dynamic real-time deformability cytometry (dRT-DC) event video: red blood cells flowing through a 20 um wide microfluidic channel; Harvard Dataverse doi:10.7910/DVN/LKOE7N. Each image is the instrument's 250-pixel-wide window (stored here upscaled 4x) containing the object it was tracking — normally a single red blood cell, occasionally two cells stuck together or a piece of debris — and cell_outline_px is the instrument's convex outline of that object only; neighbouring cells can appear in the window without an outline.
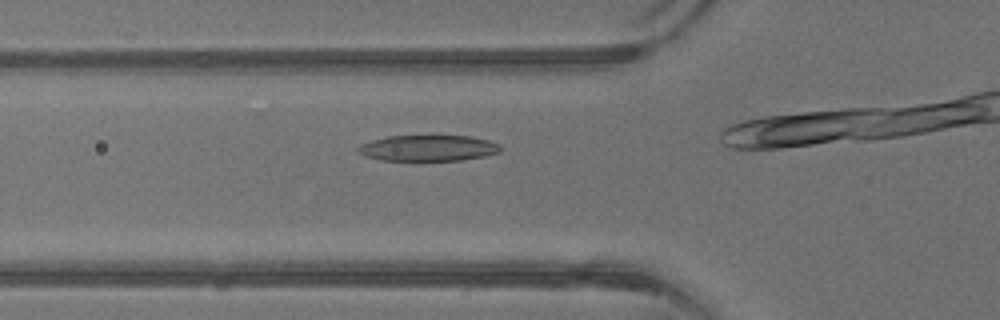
{"species": "common noctule bat (a hibernating species)", "species_latin": "Nyctalus noctula", "temperature_condition": "warm", "stored_images_in_passage": 14, "camera_frame_rate_fps": 3000, "um_per_image_px": 0.085, "animal": {"sex": "male", "body_mass_g": 13.3}, "frame": {"image": 1, "passage_image": 10, "time_ms": 3.0, "image_size_px": [1000, 320], "cell_outline_px": [[500, 152], [484, 156], [460, 160], [380, 160], [364, 156], [356, 152], [356, 148], [360, 144], [372, 140], [388, 136], [472, 136], [488, 140], [500, 144]], "centroid_in_image_um": [36.35, 12.58], "position_along_channel_um": 89.4, "area_um2": 21.56}}
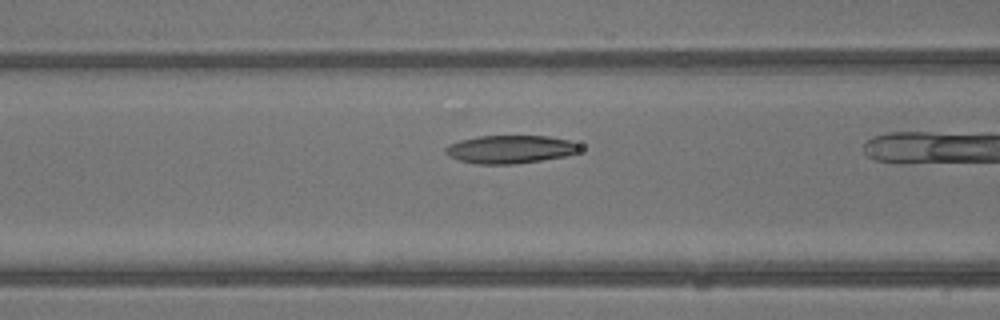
{"frame": {"image": 2, "passage_image": 12, "time_ms": 3.667, "image_size_px": [1000, 320], "cell_outline_px": [[580, 148], [576, 152], [564, 156], [516, 164], [476, 164], [460, 160], [448, 156], [444, 152], [444, 148], [448, 144], [460, 140], [476, 136], [548, 136], [568, 140], [576, 144]], "centroid_in_image_um": [43.28, 12.69], "position_along_channel_um": 123.3, "area_um2": 21.85}}